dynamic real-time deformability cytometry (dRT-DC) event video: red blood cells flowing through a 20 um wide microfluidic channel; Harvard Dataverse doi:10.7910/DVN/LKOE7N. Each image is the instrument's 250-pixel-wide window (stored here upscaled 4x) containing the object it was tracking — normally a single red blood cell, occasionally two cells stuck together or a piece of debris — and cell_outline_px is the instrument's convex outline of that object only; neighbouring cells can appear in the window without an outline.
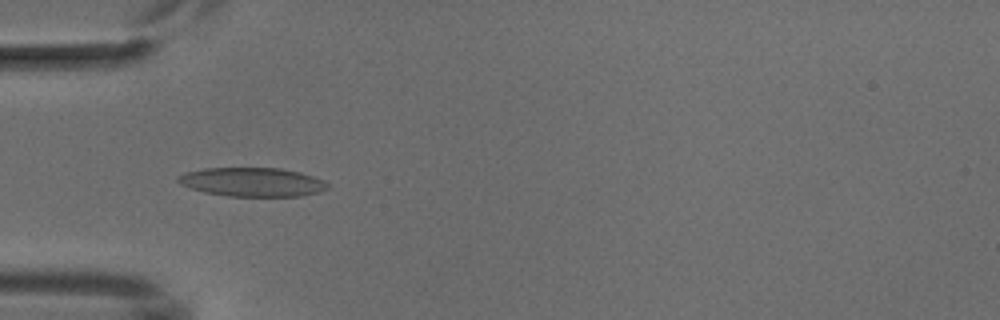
{"species": "common noctule bat (a hibernating species)", "species_latin": "Nyctalus noctula", "temperature_condition": "cold", "stored_images_in_passage": 7, "camera_frame_rate_fps": 3000, "um_per_image_px": 0.085, "animal": {"sex": "male", "body_mass_g": 18.8}, "frame": {"image": 1, "passage_image": 4, "time_ms": 3.667, "image_size_px": [1000, 320], "cell_outline_px": [[328, 188], [320, 192], [300, 196], [228, 196], [204, 192], [180, 184], [176, 180], [176, 176], [184, 172], [204, 168], [280, 168], [300, 172], [324, 180], [328, 184]], "centroid_in_image_um": [21.43, 15.47], "position_along_channel_um": 63.6, "area_um2": 25.26}}
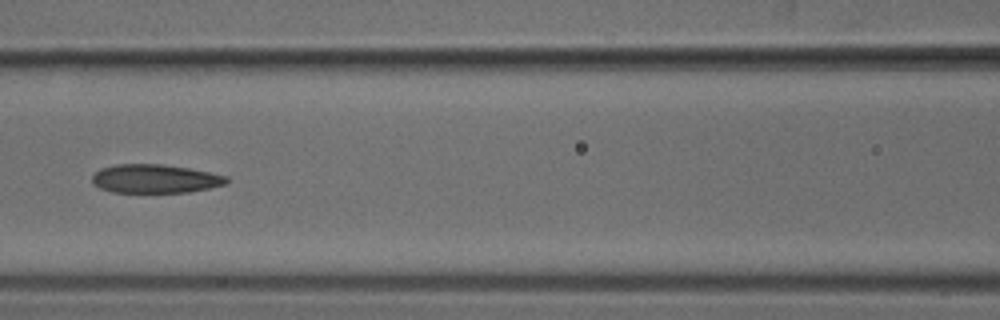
{"frame": {"image": 2, "passage_image": 6, "time_ms": 6.0, "image_size_px": [1000, 320], "cell_outline_px": [[228, 184], [188, 192], [112, 192], [100, 188], [92, 184], [92, 176], [100, 168], [116, 164], [160, 164], [188, 168], [228, 176]], "centroid_in_image_um": [13.16, 15.19], "position_along_channel_um": 153.4, "area_um2": 22.43}}
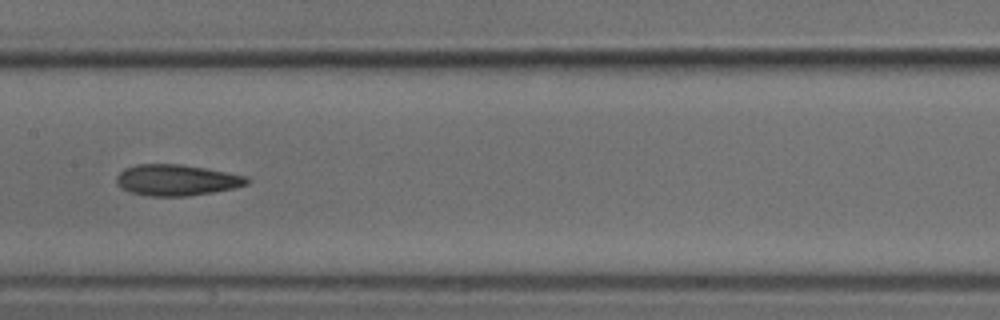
{"frame": {"image": 3, "passage_image": 7, "time_ms": 7.0, "image_size_px": [1000, 320], "cell_outline_px": [[252, 180], [248, 184], [236, 188], [188, 196], [152, 196], [132, 192], [116, 184], [116, 176], [124, 168], [136, 164], [180, 164], [204, 168], [248, 176]], "centroid_in_image_um": [15.05, 15.3], "position_along_channel_um": 192.4, "area_um2": 23.64}}